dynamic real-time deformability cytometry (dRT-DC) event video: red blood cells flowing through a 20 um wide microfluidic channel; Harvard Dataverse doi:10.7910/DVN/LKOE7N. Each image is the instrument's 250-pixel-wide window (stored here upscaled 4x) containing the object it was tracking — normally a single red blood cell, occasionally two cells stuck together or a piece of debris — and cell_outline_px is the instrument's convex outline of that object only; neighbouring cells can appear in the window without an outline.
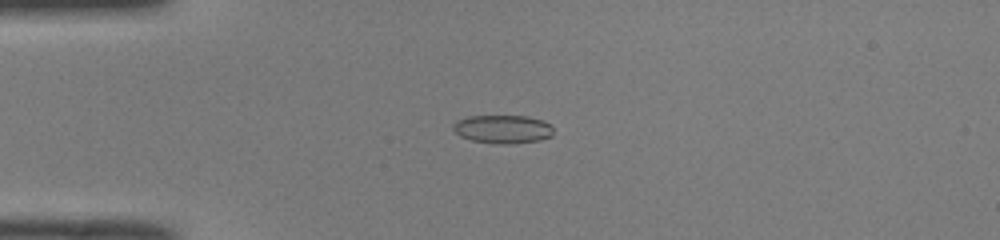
{"species": "common noctule bat (a hibernating species)", "species_latin": "Nyctalus noctula", "temperature_condition": "room temperature", "stored_images_in_passage": 41, "camera_frame_rate_fps": 3000, "um_per_image_px": 0.085, "animal": {"sex": "male", "body_mass_g": 19.0, "forearm_length_mm": 50.8}, "frame": {"image": 1, "passage_image": 3, "time_ms": 0.667, "image_size_px": [1000, 240], "cell_outline_px": [[552, 136], [540, 140], [512, 144], [500, 144], [472, 140], [460, 136], [452, 128], [452, 124], [456, 120], [468, 116], [528, 116], [544, 120], [552, 124]], "centroid_in_image_um": [42.75, 10.97], "position_along_channel_um": 42.2, "area_um2": 16.76}}
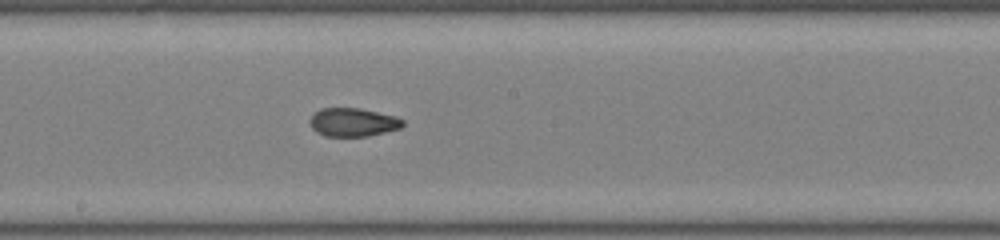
{"frame": {"image": 2, "passage_image": 18, "time_ms": 5.667, "image_size_px": [1000, 240], "cell_outline_px": [[404, 124], [400, 128], [368, 136], [324, 136], [316, 132], [312, 128], [308, 120], [320, 108], [360, 108], [396, 116], [404, 120]], "centroid_in_image_um": [29.99, 10.39], "position_along_channel_um": 218.2, "area_um2": 15.43}}
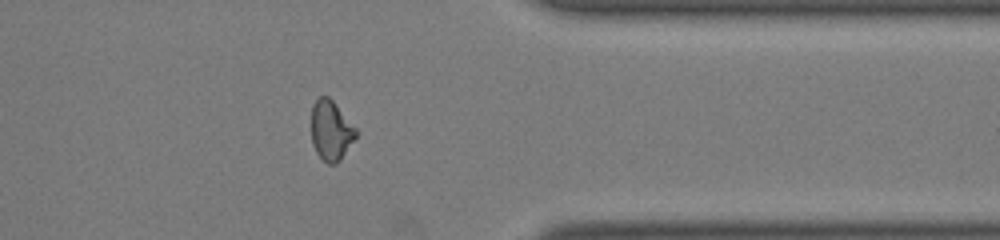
{"frame": {"image": 3, "passage_image": 31, "time_ms": 10.0, "image_size_px": [1000, 240], "cell_outline_px": [[356, 136], [340, 160], [336, 164], [328, 164], [316, 152], [312, 144], [312, 104], [320, 96], [328, 96], [332, 100], [356, 128]], "centroid_in_image_um": [28.12, 11.09], "position_along_channel_um": 383.3, "area_um2": 15.32}, "authors_computed_cell_mechanics": {"area_um2": 15.9528, "velocity_mm_per_s": 4.0259, "shape_relaxation_time_tau1_ms": null, "shape_relaxation_time_tau2_ms": 1.3425, "deformation_change_tau1": null, "deformation_change_tau2": 0.0693}}